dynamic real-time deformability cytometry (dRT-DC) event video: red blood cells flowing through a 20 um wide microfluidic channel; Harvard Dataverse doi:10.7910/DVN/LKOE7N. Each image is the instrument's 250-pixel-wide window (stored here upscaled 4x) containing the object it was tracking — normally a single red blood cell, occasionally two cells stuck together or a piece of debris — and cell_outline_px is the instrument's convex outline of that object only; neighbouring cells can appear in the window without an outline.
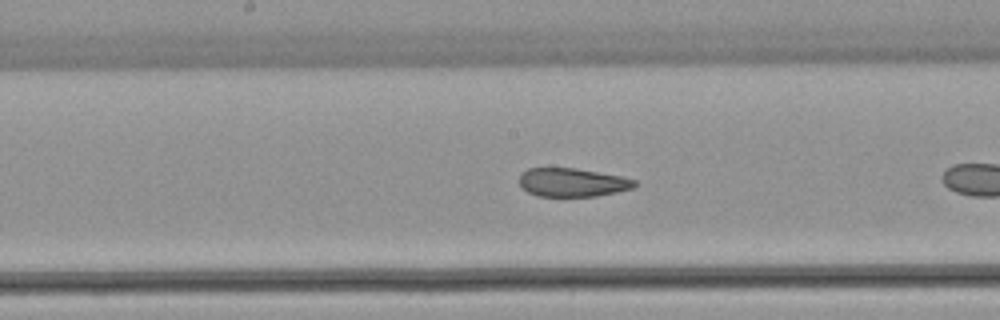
{"species": "common noctule bat (a hibernating species)", "species_latin": "Nyctalus noctula", "temperature_condition": "warm", "stored_images_in_passage": 16, "camera_frame_rate_fps": 3000, "um_per_image_px": 0.085, "animal": {"sex": "female", "body_mass_g": 22.7, "forearm_length_mm": 54.2}, "frame": {"image": 1, "passage_image": 12, "time_ms": 3.667, "image_size_px": [1000, 320], "cell_outline_px": [[636, 184], [632, 188], [616, 192], [596, 196], [536, 196], [528, 192], [520, 184], [520, 172], [528, 168], [576, 168], [620, 176], [636, 180]], "centroid_in_image_um": [48.62, 15.5], "position_along_channel_um": 199.6, "area_um2": 19.07}}